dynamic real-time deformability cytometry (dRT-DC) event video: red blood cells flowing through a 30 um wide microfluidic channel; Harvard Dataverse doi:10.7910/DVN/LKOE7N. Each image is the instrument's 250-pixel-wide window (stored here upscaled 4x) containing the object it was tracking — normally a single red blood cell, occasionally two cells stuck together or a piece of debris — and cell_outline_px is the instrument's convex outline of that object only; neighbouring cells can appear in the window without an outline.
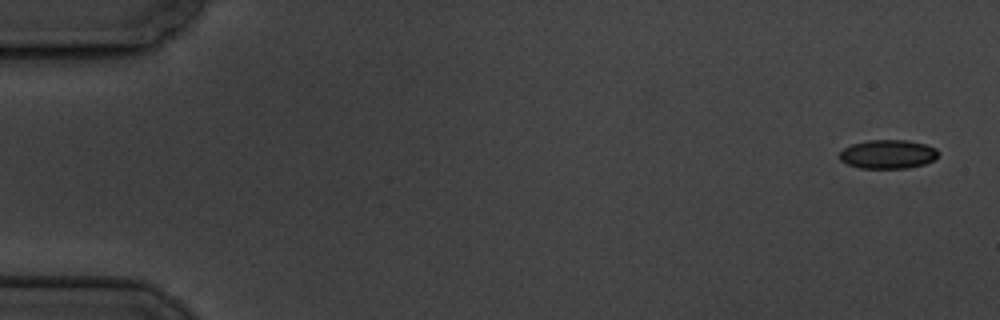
{"species": "common noctule bat (a hibernating species)", "species_latin": "Nyctalus noctula", "temperature_condition": "cold", "stored_images_in_passage": 4, "camera_frame_rate_fps": 3000, "um_per_image_px": 0.085, "animal": {"sex": "male", "body_mass_g": 19.5, "forearm_length_mm": 54.6}, "frame": {"image": 1, "passage_image": 1, "time_ms": 0.0, "image_size_px": [1000, 320], "cell_outline_px": [[940, 152], [932, 160], [924, 164], [908, 168], [860, 168], [848, 164], [840, 160], [840, 152], [844, 148], [852, 144], [868, 140], [904, 140], [924, 144], [936, 148]], "centroid_in_image_um": [75.46, 13.11], "position_along_channel_um": 9.5, "area_um2": 16.47}}